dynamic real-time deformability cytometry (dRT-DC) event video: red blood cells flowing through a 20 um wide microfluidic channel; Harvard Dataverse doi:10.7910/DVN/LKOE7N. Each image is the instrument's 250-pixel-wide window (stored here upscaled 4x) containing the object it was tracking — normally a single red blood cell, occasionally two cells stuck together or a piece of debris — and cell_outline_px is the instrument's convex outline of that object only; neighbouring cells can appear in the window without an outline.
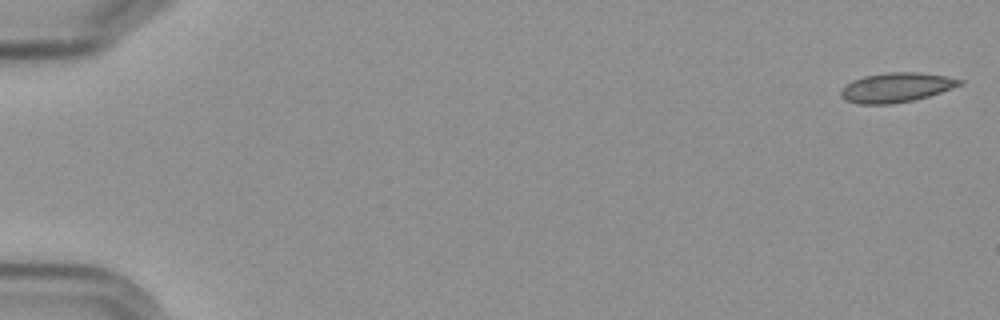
{"species": "Egyptian fruit bat (a non-hibernating species)", "species_latin": "Rousettus aegyptiacus", "temperature_condition": "cold", "stored_images_in_passage": 2, "segment_of_instrument_passage": [2, 2], "camera_frame_rate_fps": 3000, "um_per_image_px": 0.085, "frame": {"image": 1, "passage_image": 2, "time_ms": 1.333, "image_size_px": [1000, 320], "cell_outline_px": [[964, 84], [928, 96], [912, 100], [888, 104], [860, 104], [844, 100], [840, 96], [840, 92], [852, 80], [864, 76], [888, 72], [920, 72], [944, 76], [964, 80]], "centroid_in_image_um": [76.18, 7.43], "position_along_channel_um": 8.8, "area_um2": 20.29}}